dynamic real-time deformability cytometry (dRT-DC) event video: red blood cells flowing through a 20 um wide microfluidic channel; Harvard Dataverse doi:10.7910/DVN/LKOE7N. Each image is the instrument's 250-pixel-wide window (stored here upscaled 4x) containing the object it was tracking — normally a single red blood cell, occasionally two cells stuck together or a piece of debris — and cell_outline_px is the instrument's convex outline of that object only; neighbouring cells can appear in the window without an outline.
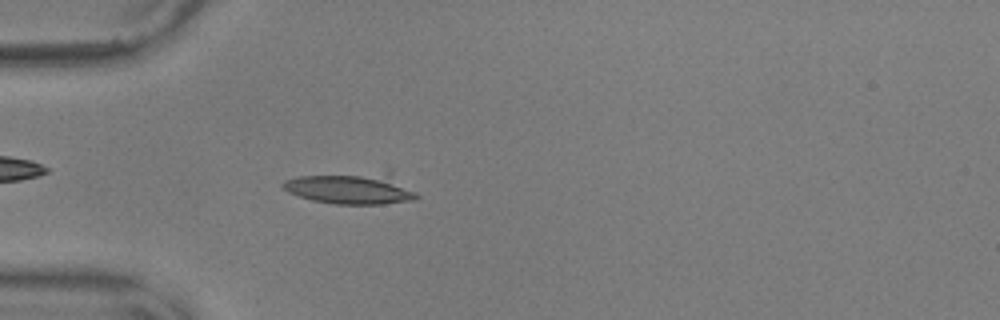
{"species": "common noctule bat (a hibernating species)", "species_latin": "Nyctalus noctula", "temperature_condition": "warm", "stored_images_in_passage": 21, "camera_frame_rate_fps": 3000, "um_per_image_px": 0.085, "animal": {"sex": "male", "body_mass_g": 17.9, "forearm_length_mm": 54.2}, "frame": {"image": 1, "passage_image": 16, "time_ms": 5.0, "image_size_px": [1000, 320], "cell_outline_px": [[420, 196], [412, 200], [384, 204], [332, 204], [312, 200], [288, 192], [280, 188], [280, 184], [284, 180], [300, 176], [384, 176], [416, 192]], "centroid_in_image_um": [29.67, 16.12], "position_along_channel_um": 55.3, "area_um2": 22.31}}